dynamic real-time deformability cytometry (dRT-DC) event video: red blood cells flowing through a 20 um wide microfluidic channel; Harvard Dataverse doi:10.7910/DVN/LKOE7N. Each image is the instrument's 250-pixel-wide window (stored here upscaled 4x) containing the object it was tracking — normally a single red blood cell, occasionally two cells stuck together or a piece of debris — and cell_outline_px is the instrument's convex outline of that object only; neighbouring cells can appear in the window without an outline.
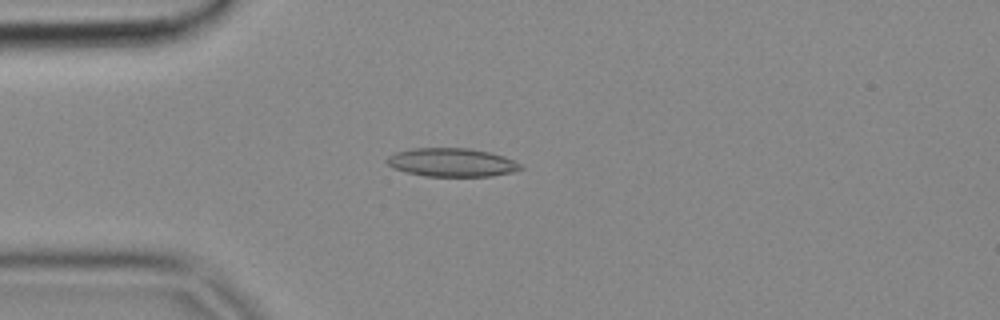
{"species": "common noctule bat (a hibernating species)", "species_latin": "Nyctalus noctula", "temperature_condition": "cold", "stored_images_in_passage": 4, "camera_frame_rate_fps": 3000, "um_per_image_px": 0.085, "animal": {"sex": "female", "body_mass_g": 18.4}, "frame": {"image": 1, "passage_image": 4, "time_ms": 1.0, "image_size_px": [1000, 320], "cell_outline_px": [[524, 168], [512, 172], [492, 176], [424, 176], [392, 168], [384, 160], [388, 156], [396, 152], [412, 148], [468, 148], [488, 152], [504, 156], [520, 164]], "centroid_in_image_um": [38.37, 13.8], "position_along_channel_um": 46.6, "area_um2": 22.14}}